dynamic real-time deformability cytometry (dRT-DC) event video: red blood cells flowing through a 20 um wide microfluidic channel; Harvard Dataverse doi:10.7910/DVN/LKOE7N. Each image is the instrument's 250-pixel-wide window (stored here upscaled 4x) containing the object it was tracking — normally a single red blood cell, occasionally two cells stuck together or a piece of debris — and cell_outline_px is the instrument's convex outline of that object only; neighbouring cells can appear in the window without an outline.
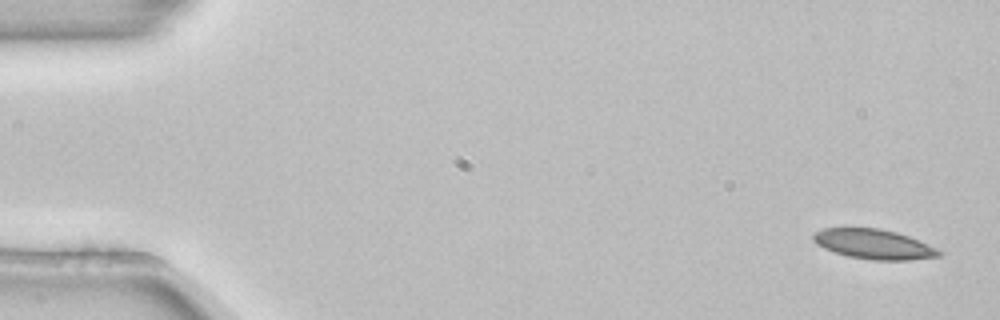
{"species": "common noctule bat (a hibernating species)", "species_latin": "Nyctalus noctula", "temperature_condition": "room temperature", "stored_images_in_passage": 6, "camera_frame_rate_fps": 3000, "um_per_image_px": 0.085, "animal": {"sex": "female", "body_mass_g": 22.7, "forearm_length_mm": 54.2}, "frame": {"image": 1, "passage_image": 1, "time_ms": 0.0, "image_size_px": [1000, 320], "cell_outline_px": [[940, 256], [908, 260], [872, 260], [848, 256], [824, 248], [816, 244], [812, 240], [812, 236], [816, 232], [824, 228], [880, 228], [896, 232], [908, 236], [940, 252]], "centroid_in_image_um": [74.19, 20.75], "position_along_channel_um": 10.8, "area_um2": 21.33}}
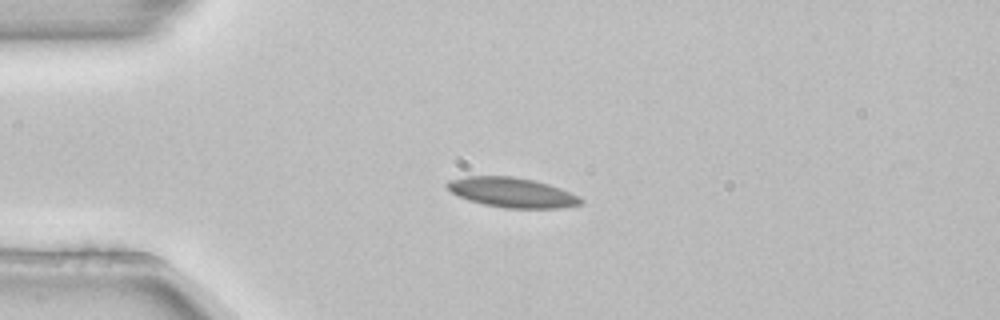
{"frame": {"image": 2, "passage_image": 3, "time_ms": 0.667, "image_size_px": [1000, 320], "cell_outline_px": [[584, 204], [560, 208], [504, 208], [484, 204], [468, 200], [452, 192], [444, 184], [448, 180], [464, 176], [512, 176], [536, 180], [560, 188], [580, 196], [584, 200]], "centroid_in_image_um": [43.55, 16.35], "position_along_channel_um": 41.5, "area_um2": 23.41}}